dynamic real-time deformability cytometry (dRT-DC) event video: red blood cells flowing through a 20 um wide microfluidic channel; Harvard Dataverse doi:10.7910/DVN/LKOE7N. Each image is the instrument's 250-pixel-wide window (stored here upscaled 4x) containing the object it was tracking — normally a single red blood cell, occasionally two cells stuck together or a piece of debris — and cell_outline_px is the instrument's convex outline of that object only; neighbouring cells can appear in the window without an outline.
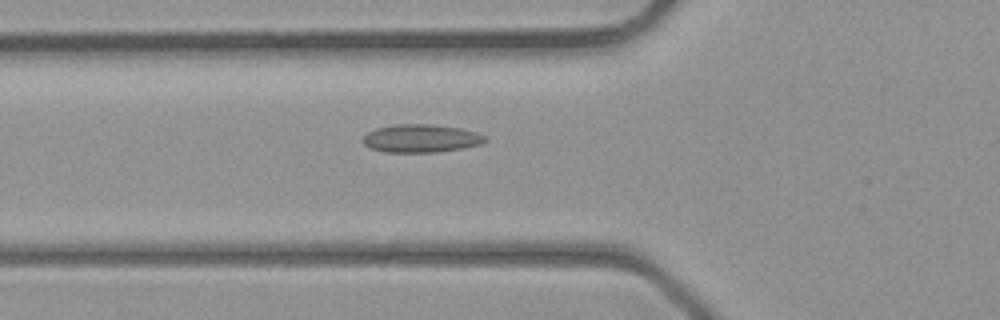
{"species": "common noctule bat (a hibernating species)", "species_latin": "Nyctalus noctula", "temperature_condition": "room temperature", "stored_images_in_passage": 2, "camera_frame_rate_fps": 3000, "um_per_image_px": 0.085, "animal": {"sex": "male", "body_mass_g": 23.1, "forearm_length_mm": 52.7}, "frame": {"image": 1, "passage_image": 2, "time_ms": 0.333, "image_size_px": [1000, 320], "cell_outline_px": [[488, 140], [480, 144], [464, 148], [436, 152], [384, 152], [368, 148], [364, 144], [364, 136], [368, 132], [376, 128], [396, 124], [432, 124], [460, 128], [476, 132], [488, 136]], "centroid_in_image_um": [35.81, 11.76], "position_along_channel_um": 90.0, "area_um2": 20.11}}